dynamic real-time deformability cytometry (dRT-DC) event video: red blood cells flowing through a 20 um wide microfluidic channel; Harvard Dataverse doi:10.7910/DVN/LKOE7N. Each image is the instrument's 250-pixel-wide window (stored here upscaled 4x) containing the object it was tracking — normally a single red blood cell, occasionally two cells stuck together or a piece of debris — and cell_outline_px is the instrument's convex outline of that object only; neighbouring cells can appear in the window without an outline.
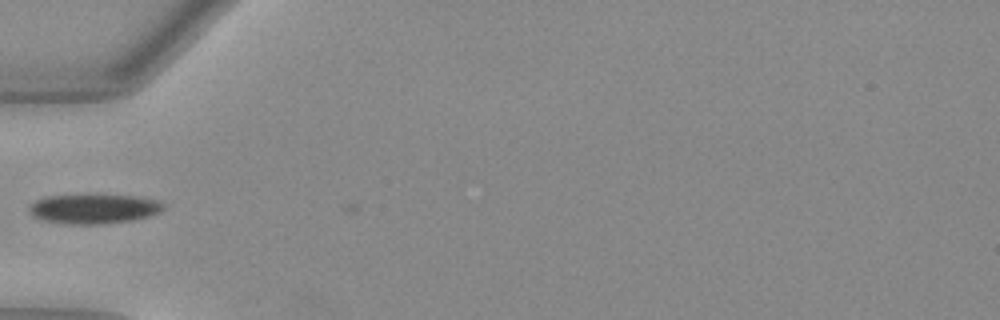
{"species": "Egyptian fruit bat (a non-hibernating species)", "species_latin": "Rousettus aegyptiacus", "temperature_condition": "warm", "stored_images_in_passage": 30, "camera_frame_rate_fps": 3000, "um_per_image_px": 0.085, "animal": {"sex": "female"}, "frame": {"image": 1, "passage_image": 3, "time_ms": 0.667, "image_size_px": [1000, 320], "cell_outline_px": [[164, 208], [148, 216], [132, 220], [100, 224], [72, 224], [44, 220], [32, 216], [28, 212], [28, 208], [36, 200], [44, 196], [136, 196], [152, 200], [164, 204]], "centroid_in_image_um": [7.9, 17.76], "position_along_channel_um": 77.1, "area_um2": 22.43}, "authors_computed_cell_mechanics": {"area_um2": 23.9003, "velocity_mm_per_s": 3.9912, "shape_relaxation_time_tau1_ms": 2.9245, "shape_relaxation_time_tau2_ms": null, "deformation_change_tau1": 0.1299, "deformation_change_tau2": null}}